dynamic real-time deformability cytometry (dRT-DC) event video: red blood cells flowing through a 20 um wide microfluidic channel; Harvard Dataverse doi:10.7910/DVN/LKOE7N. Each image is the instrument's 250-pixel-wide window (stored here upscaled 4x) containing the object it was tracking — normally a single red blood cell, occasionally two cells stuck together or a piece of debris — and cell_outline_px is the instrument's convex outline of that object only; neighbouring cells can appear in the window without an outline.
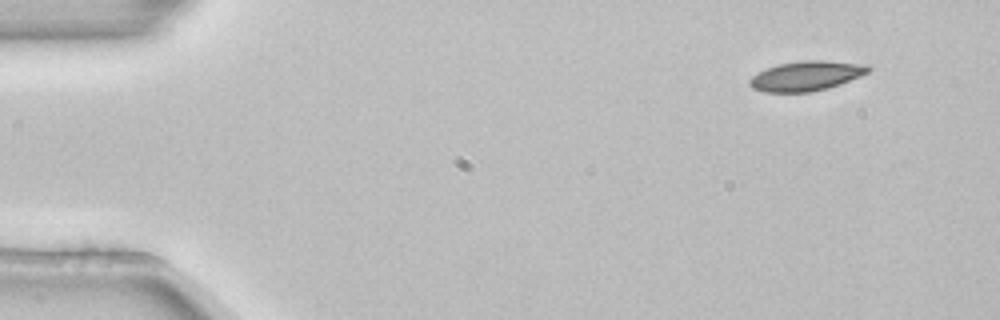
{"species": "common noctule bat (a hibernating species)", "species_latin": "Nyctalus noctula", "temperature_condition": "room temperature", "stored_images_in_passage": 3, "camera_frame_rate_fps": 3000, "um_per_image_px": 0.085, "animal": {"sex": "female", "body_mass_g": 22.7, "forearm_length_mm": 54.2}, "frame": {"image": 1, "passage_image": 1, "time_ms": 0.0, "image_size_px": [1000, 320], "cell_outline_px": [[872, 68], [868, 72], [860, 76], [840, 84], [828, 88], [808, 92], [764, 92], [752, 88], [748, 84], [748, 80], [752, 76], [776, 64], [804, 60], [824, 60], [868, 64]], "centroid_in_image_um": [68.54, 6.44], "position_along_channel_um": 16.5, "area_um2": 20.63}}